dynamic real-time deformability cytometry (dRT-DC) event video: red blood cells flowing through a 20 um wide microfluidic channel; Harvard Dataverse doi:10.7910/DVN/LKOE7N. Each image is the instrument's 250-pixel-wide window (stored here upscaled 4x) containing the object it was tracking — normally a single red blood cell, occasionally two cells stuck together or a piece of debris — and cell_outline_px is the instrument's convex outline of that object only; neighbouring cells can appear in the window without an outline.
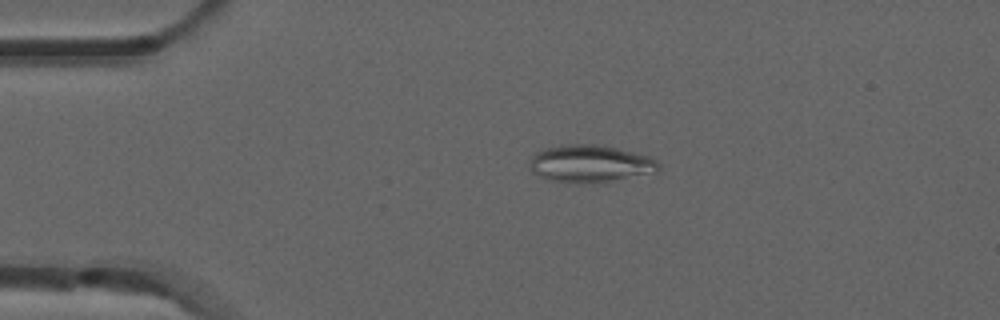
{"species": "common noctule bat (a hibernating species)", "species_latin": "Nyctalus noctula", "temperature_condition": "room temperature", "stored_images_in_passage": 4, "camera_frame_rate_fps": 3000, "um_per_image_px": 0.085, "animal": {"sex": "male", "forearm_length_mm": 52.5}, "frame": {"image": 1, "passage_image": 3, "time_ms": 0.667, "image_size_px": [1000, 320], "cell_outline_px": [[660, 168], [656, 172], [604, 184], [588, 184], [548, 180], [532, 172], [528, 168], [532, 156], [536, 152], [544, 148], [560, 144], [596, 144], [616, 148], [648, 156], [656, 160], [660, 164]], "centroid_in_image_um": [50.16, 13.94], "position_along_channel_um": 34.8, "area_um2": 28.73}}